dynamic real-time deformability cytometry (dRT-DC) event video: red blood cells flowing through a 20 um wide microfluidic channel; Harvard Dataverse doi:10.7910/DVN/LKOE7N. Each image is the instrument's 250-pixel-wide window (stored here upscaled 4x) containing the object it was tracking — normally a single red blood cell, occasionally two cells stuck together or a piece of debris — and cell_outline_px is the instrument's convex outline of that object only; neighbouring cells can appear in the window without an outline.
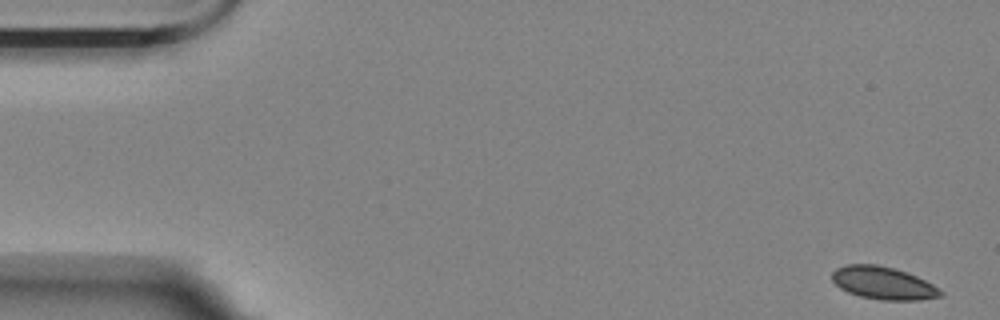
{"species": "Egyptian fruit bat (a non-hibernating species)", "species_latin": "Rousettus aegyptiacus", "temperature_condition": "room temperature", "stored_images_in_passage": 60, "segment_of_instrument_passage": [1, 2], "camera_frame_rate_fps": 3000, "um_per_image_px": 0.085, "animal": {"sex": "female"}, "frame": {"image": 1, "passage_image": 1, "time_ms": 0.0, "image_size_px": [1000, 320], "cell_outline_px": [[944, 296], [920, 300], [880, 300], [860, 296], [848, 292], [840, 288], [832, 280], [832, 272], [836, 268], [848, 264], [876, 264], [908, 272], [940, 288], [944, 292]], "centroid_in_image_um": [75.1, 24.06], "position_along_channel_um": 9.9, "area_um2": 20.75}}
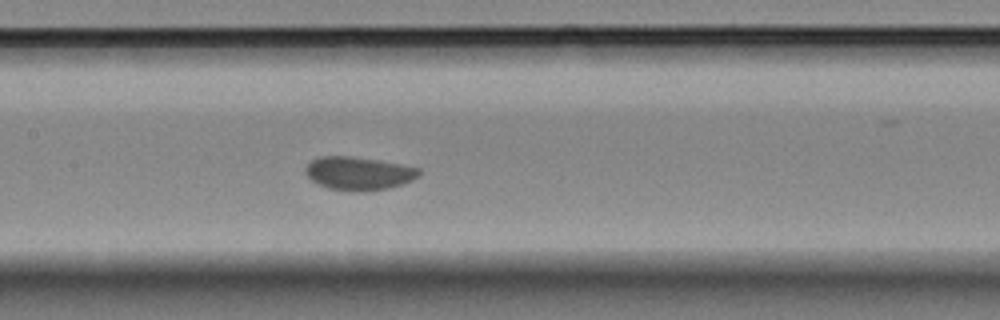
{"frame": {"image": 2, "passage_image": 29, "time_ms": 9.333, "image_size_px": [1000, 320], "cell_outline_px": [[420, 176], [404, 184], [388, 188], [364, 192], [352, 192], [328, 188], [312, 180], [304, 172], [304, 168], [312, 160], [320, 156], [348, 156], [380, 160], [420, 168]], "centroid_in_image_um": [30.5, 14.74], "position_along_channel_um": 176.9, "area_um2": 22.2}}
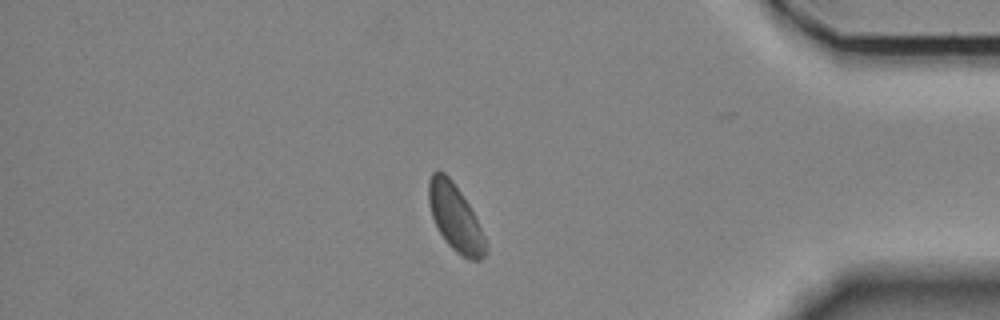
{"frame": {"image": 3, "passage_image": 51, "time_ms": 16.667, "image_size_px": [1000, 320], "cell_outline_px": [[488, 252], [480, 260], [468, 260], [456, 252], [444, 240], [432, 216], [428, 204], [428, 180], [432, 172], [436, 168], [444, 172], [452, 180], [468, 204], [484, 236]], "centroid_in_image_um": [38.67, 18.49], "position_along_channel_um": 396.5, "area_um2": 22.02}}